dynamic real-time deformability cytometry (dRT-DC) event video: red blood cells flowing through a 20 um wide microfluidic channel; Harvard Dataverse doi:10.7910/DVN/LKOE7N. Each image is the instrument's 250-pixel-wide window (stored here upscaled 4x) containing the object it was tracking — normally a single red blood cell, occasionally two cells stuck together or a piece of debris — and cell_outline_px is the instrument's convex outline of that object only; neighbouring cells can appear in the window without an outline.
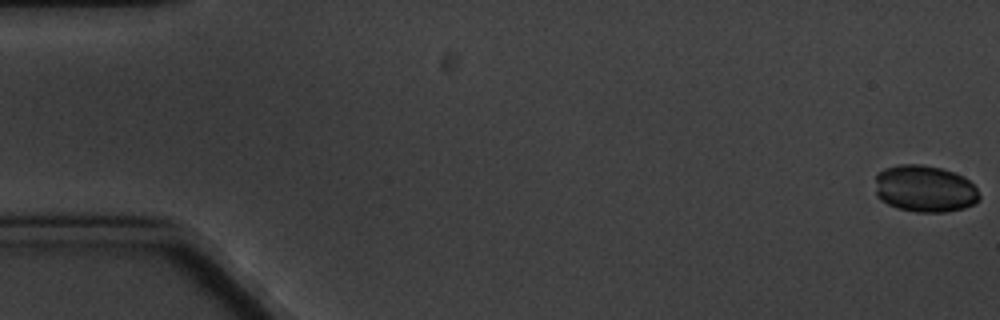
{"species": "common noctule bat (a hibernating species)", "species_latin": "Nyctalus noctula", "temperature_condition": "cold", "stored_images_in_passage": 5, "camera_frame_rate_fps": 3000, "um_per_image_px": 0.085, "animal": {"sex": "male", "body_mass_g": 20.1, "forearm_length_mm": 53.5}, "frame": {"image": 1, "passage_image": 1, "time_ms": 0.0, "image_size_px": [1000, 320], "cell_outline_px": [[980, 200], [976, 204], [964, 208], [944, 212], [916, 212], [896, 208], [880, 200], [876, 196], [876, 176], [884, 168], [900, 164], [920, 164], [940, 168], [964, 176], [976, 188], [980, 196]], "centroid_in_image_um": [78.6, 16.05], "position_along_channel_um": 6.4, "area_um2": 28.61}}